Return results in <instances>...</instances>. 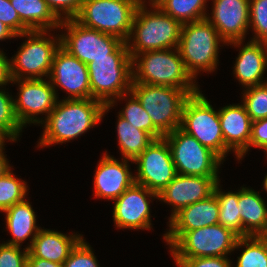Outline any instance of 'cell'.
Here are the masks:
<instances>
[{"label":"cell","instance_id":"cell-1","mask_svg":"<svg viewBox=\"0 0 267 267\" xmlns=\"http://www.w3.org/2000/svg\"><path fill=\"white\" fill-rule=\"evenodd\" d=\"M111 109L109 104L88 99H61L42 123L45 128L37 147L52 146L74 140L96 126Z\"/></svg>","mask_w":267,"mask_h":267},{"label":"cell","instance_id":"cell-2","mask_svg":"<svg viewBox=\"0 0 267 267\" xmlns=\"http://www.w3.org/2000/svg\"><path fill=\"white\" fill-rule=\"evenodd\" d=\"M132 82L176 87L184 89L189 95L200 91L186 69L178 48L135 55L132 58Z\"/></svg>","mask_w":267,"mask_h":267},{"label":"cell","instance_id":"cell-3","mask_svg":"<svg viewBox=\"0 0 267 267\" xmlns=\"http://www.w3.org/2000/svg\"><path fill=\"white\" fill-rule=\"evenodd\" d=\"M87 69L91 98L109 104L112 108L117 99H128L132 83V57L127 42H123L108 57L89 62Z\"/></svg>","mask_w":267,"mask_h":267},{"label":"cell","instance_id":"cell-4","mask_svg":"<svg viewBox=\"0 0 267 267\" xmlns=\"http://www.w3.org/2000/svg\"><path fill=\"white\" fill-rule=\"evenodd\" d=\"M152 9L148 10L147 6L136 8L127 40L132 58L143 52L178 48L182 24L159 7Z\"/></svg>","mask_w":267,"mask_h":267},{"label":"cell","instance_id":"cell-5","mask_svg":"<svg viewBox=\"0 0 267 267\" xmlns=\"http://www.w3.org/2000/svg\"><path fill=\"white\" fill-rule=\"evenodd\" d=\"M238 238L219 223L191 231H167L163 236L173 258L228 257Z\"/></svg>","mask_w":267,"mask_h":267},{"label":"cell","instance_id":"cell-6","mask_svg":"<svg viewBox=\"0 0 267 267\" xmlns=\"http://www.w3.org/2000/svg\"><path fill=\"white\" fill-rule=\"evenodd\" d=\"M220 42L226 45L207 19L182 24L178 50L186 69L194 79L201 71H215L219 63Z\"/></svg>","mask_w":267,"mask_h":267},{"label":"cell","instance_id":"cell-7","mask_svg":"<svg viewBox=\"0 0 267 267\" xmlns=\"http://www.w3.org/2000/svg\"><path fill=\"white\" fill-rule=\"evenodd\" d=\"M130 92L163 135L181 126L183 106L190 96L184 89L132 82Z\"/></svg>","mask_w":267,"mask_h":267},{"label":"cell","instance_id":"cell-8","mask_svg":"<svg viewBox=\"0 0 267 267\" xmlns=\"http://www.w3.org/2000/svg\"><path fill=\"white\" fill-rule=\"evenodd\" d=\"M50 31H28L16 37H26L16 55L10 59L12 79H43L48 78L53 57L60 47V35L56 37ZM48 36H47V35Z\"/></svg>","mask_w":267,"mask_h":267},{"label":"cell","instance_id":"cell-9","mask_svg":"<svg viewBox=\"0 0 267 267\" xmlns=\"http://www.w3.org/2000/svg\"><path fill=\"white\" fill-rule=\"evenodd\" d=\"M136 8L135 0H83L74 19L85 27L127 42Z\"/></svg>","mask_w":267,"mask_h":267},{"label":"cell","instance_id":"cell-10","mask_svg":"<svg viewBox=\"0 0 267 267\" xmlns=\"http://www.w3.org/2000/svg\"><path fill=\"white\" fill-rule=\"evenodd\" d=\"M180 128L224 160L231 152L224 143L218 111L201 91L190 95L183 106Z\"/></svg>","mask_w":267,"mask_h":267},{"label":"cell","instance_id":"cell-11","mask_svg":"<svg viewBox=\"0 0 267 267\" xmlns=\"http://www.w3.org/2000/svg\"><path fill=\"white\" fill-rule=\"evenodd\" d=\"M170 148L176 172L182 175L219 177L223 160L180 127L163 137Z\"/></svg>","mask_w":267,"mask_h":267},{"label":"cell","instance_id":"cell-12","mask_svg":"<svg viewBox=\"0 0 267 267\" xmlns=\"http://www.w3.org/2000/svg\"><path fill=\"white\" fill-rule=\"evenodd\" d=\"M60 28L62 31L65 29V33L60 35V46L85 64L108 57L124 42L113 35L85 27L75 19L63 20Z\"/></svg>","mask_w":267,"mask_h":267},{"label":"cell","instance_id":"cell-13","mask_svg":"<svg viewBox=\"0 0 267 267\" xmlns=\"http://www.w3.org/2000/svg\"><path fill=\"white\" fill-rule=\"evenodd\" d=\"M12 79V84L18 83V98L14 99L15 115L24 128L27 124H42L49 113L55 108L58 95L49 79ZM45 113V114H44ZM45 115L40 119L36 116Z\"/></svg>","mask_w":267,"mask_h":267},{"label":"cell","instance_id":"cell-14","mask_svg":"<svg viewBox=\"0 0 267 267\" xmlns=\"http://www.w3.org/2000/svg\"><path fill=\"white\" fill-rule=\"evenodd\" d=\"M135 183L159 194L177 175L171 151L164 138L155 139L134 161Z\"/></svg>","mask_w":267,"mask_h":267},{"label":"cell","instance_id":"cell-15","mask_svg":"<svg viewBox=\"0 0 267 267\" xmlns=\"http://www.w3.org/2000/svg\"><path fill=\"white\" fill-rule=\"evenodd\" d=\"M55 89H64L69 96L65 99L91 98L90 80L87 64L72 56L61 46L56 50L48 77Z\"/></svg>","mask_w":267,"mask_h":267},{"label":"cell","instance_id":"cell-16","mask_svg":"<svg viewBox=\"0 0 267 267\" xmlns=\"http://www.w3.org/2000/svg\"><path fill=\"white\" fill-rule=\"evenodd\" d=\"M158 199V194L145 186L134 183L114 200L113 220L122 229H151L150 199ZM154 198V199H153Z\"/></svg>","mask_w":267,"mask_h":267},{"label":"cell","instance_id":"cell-17","mask_svg":"<svg viewBox=\"0 0 267 267\" xmlns=\"http://www.w3.org/2000/svg\"><path fill=\"white\" fill-rule=\"evenodd\" d=\"M219 177H203L178 174L158 194V200L172 206L169 220L182 208L213 194Z\"/></svg>","mask_w":267,"mask_h":267},{"label":"cell","instance_id":"cell-18","mask_svg":"<svg viewBox=\"0 0 267 267\" xmlns=\"http://www.w3.org/2000/svg\"><path fill=\"white\" fill-rule=\"evenodd\" d=\"M211 16L206 19L226 44L244 41L249 30V0H212Z\"/></svg>","mask_w":267,"mask_h":267},{"label":"cell","instance_id":"cell-19","mask_svg":"<svg viewBox=\"0 0 267 267\" xmlns=\"http://www.w3.org/2000/svg\"><path fill=\"white\" fill-rule=\"evenodd\" d=\"M94 174V193L96 198L116 200L135 183V177L127 159L121 162L107 153L103 154Z\"/></svg>","mask_w":267,"mask_h":267},{"label":"cell","instance_id":"cell-20","mask_svg":"<svg viewBox=\"0 0 267 267\" xmlns=\"http://www.w3.org/2000/svg\"><path fill=\"white\" fill-rule=\"evenodd\" d=\"M225 146L238 160L249 151L252 120L243 104H229L218 110Z\"/></svg>","mask_w":267,"mask_h":267},{"label":"cell","instance_id":"cell-21","mask_svg":"<svg viewBox=\"0 0 267 267\" xmlns=\"http://www.w3.org/2000/svg\"><path fill=\"white\" fill-rule=\"evenodd\" d=\"M244 42L243 40L233 41L227 44L240 47L239 55L233 67L235 78L241 83L242 88L266 83L267 81L263 80L265 69H267V48L265 42L250 40L247 44L243 45Z\"/></svg>","mask_w":267,"mask_h":267},{"label":"cell","instance_id":"cell-22","mask_svg":"<svg viewBox=\"0 0 267 267\" xmlns=\"http://www.w3.org/2000/svg\"><path fill=\"white\" fill-rule=\"evenodd\" d=\"M83 238V235H66L61 232L41 229L34 238L28 252L36 258L63 264L71 250Z\"/></svg>","mask_w":267,"mask_h":267},{"label":"cell","instance_id":"cell-23","mask_svg":"<svg viewBox=\"0 0 267 267\" xmlns=\"http://www.w3.org/2000/svg\"><path fill=\"white\" fill-rule=\"evenodd\" d=\"M219 223V203L215 195L182 208L169 220L168 231H191Z\"/></svg>","mask_w":267,"mask_h":267},{"label":"cell","instance_id":"cell-24","mask_svg":"<svg viewBox=\"0 0 267 267\" xmlns=\"http://www.w3.org/2000/svg\"><path fill=\"white\" fill-rule=\"evenodd\" d=\"M238 207L242 230L248 236H267V205L260 193L243 186L239 189Z\"/></svg>","mask_w":267,"mask_h":267},{"label":"cell","instance_id":"cell-25","mask_svg":"<svg viewBox=\"0 0 267 267\" xmlns=\"http://www.w3.org/2000/svg\"><path fill=\"white\" fill-rule=\"evenodd\" d=\"M4 213L6 214V227L12 235V239L4 243L21 247L23 241L31 238L30 243L26 247L29 249L34 238L42 229L36 225V214L29 201L24 200L16 203L7 208Z\"/></svg>","mask_w":267,"mask_h":267},{"label":"cell","instance_id":"cell-26","mask_svg":"<svg viewBox=\"0 0 267 267\" xmlns=\"http://www.w3.org/2000/svg\"><path fill=\"white\" fill-rule=\"evenodd\" d=\"M9 1L18 12L21 22L30 31L59 29L62 21L52 12L44 0Z\"/></svg>","mask_w":267,"mask_h":267},{"label":"cell","instance_id":"cell-27","mask_svg":"<svg viewBox=\"0 0 267 267\" xmlns=\"http://www.w3.org/2000/svg\"><path fill=\"white\" fill-rule=\"evenodd\" d=\"M117 140L122 158L131 163L154 141L145 131L136 129L118 114Z\"/></svg>","mask_w":267,"mask_h":267},{"label":"cell","instance_id":"cell-28","mask_svg":"<svg viewBox=\"0 0 267 267\" xmlns=\"http://www.w3.org/2000/svg\"><path fill=\"white\" fill-rule=\"evenodd\" d=\"M218 182L215 186L213 194L219 203V224L232 230L239 237H247L248 235L242 230L241 216L238 207V192H224Z\"/></svg>","mask_w":267,"mask_h":267},{"label":"cell","instance_id":"cell-29","mask_svg":"<svg viewBox=\"0 0 267 267\" xmlns=\"http://www.w3.org/2000/svg\"><path fill=\"white\" fill-rule=\"evenodd\" d=\"M238 248L243 250L235 267H267V236L239 237L235 245Z\"/></svg>","mask_w":267,"mask_h":267},{"label":"cell","instance_id":"cell-30","mask_svg":"<svg viewBox=\"0 0 267 267\" xmlns=\"http://www.w3.org/2000/svg\"><path fill=\"white\" fill-rule=\"evenodd\" d=\"M208 0H166L159 8L181 24L206 19Z\"/></svg>","mask_w":267,"mask_h":267},{"label":"cell","instance_id":"cell-31","mask_svg":"<svg viewBox=\"0 0 267 267\" xmlns=\"http://www.w3.org/2000/svg\"><path fill=\"white\" fill-rule=\"evenodd\" d=\"M130 97L122 109L119 115L127 120L136 129L147 132L154 140L161 139L164 135L153 125L149 114L141 106L138 99L131 93H128Z\"/></svg>","mask_w":267,"mask_h":267},{"label":"cell","instance_id":"cell-32","mask_svg":"<svg viewBox=\"0 0 267 267\" xmlns=\"http://www.w3.org/2000/svg\"><path fill=\"white\" fill-rule=\"evenodd\" d=\"M10 169L0 178V211L24 201L29 189L24 180L15 177Z\"/></svg>","mask_w":267,"mask_h":267},{"label":"cell","instance_id":"cell-33","mask_svg":"<svg viewBox=\"0 0 267 267\" xmlns=\"http://www.w3.org/2000/svg\"><path fill=\"white\" fill-rule=\"evenodd\" d=\"M244 89L242 103L251 120L267 118V82Z\"/></svg>","mask_w":267,"mask_h":267},{"label":"cell","instance_id":"cell-34","mask_svg":"<svg viewBox=\"0 0 267 267\" xmlns=\"http://www.w3.org/2000/svg\"><path fill=\"white\" fill-rule=\"evenodd\" d=\"M0 129L10 140L15 141L23 129L15 115L14 98L2 88L0 89Z\"/></svg>","mask_w":267,"mask_h":267},{"label":"cell","instance_id":"cell-35","mask_svg":"<svg viewBox=\"0 0 267 267\" xmlns=\"http://www.w3.org/2000/svg\"><path fill=\"white\" fill-rule=\"evenodd\" d=\"M253 29L252 41H267V0H249V28Z\"/></svg>","mask_w":267,"mask_h":267},{"label":"cell","instance_id":"cell-36","mask_svg":"<svg viewBox=\"0 0 267 267\" xmlns=\"http://www.w3.org/2000/svg\"><path fill=\"white\" fill-rule=\"evenodd\" d=\"M63 265L64 267H100L93 249L84 238L71 250Z\"/></svg>","mask_w":267,"mask_h":267},{"label":"cell","instance_id":"cell-37","mask_svg":"<svg viewBox=\"0 0 267 267\" xmlns=\"http://www.w3.org/2000/svg\"><path fill=\"white\" fill-rule=\"evenodd\" d=\"M28 249L20 246L0 244V267H27Z\"/></svg>","mask_w":267,"mask_h":267},{"label":"cell","instance_id":"cell-38","mask_svg":"<svg viewBox=\"0 0 267 267\" xmlns=\"http://www.w3.org/2000/svg\"><path fill=\"white\" fill-rule=\"evenodd\" d=\"M61 20L74 19L81 10L83 0H44ZM64 15V16H63Z\"/></svg>","mask_w":267,"mask_h":267},{"label":"cell","instance_id":"cell-39","mask_svg":"<svg viewBox=\"0 0 267 267\" xmlns=\"http://www.w3.org/2000/svg\"><path fill=\"white\" fill-rule=\"evenodd\" d=\"M0 21L9 27L16 35L30 31L20 20L18 12L9 0H0Z\"/></svg>","mask_w":267,"mask_h":267},{"label":"cell","instance_id":"cell-40","mask_svg":"<svg viewBox=\"0 0 267 267\" xmlns=\"http://www.w3.org/2000/svg\"><path fill=\"white\" fill-rule=\"evenodd\" d=\"M229 257L173 258L177 267H232Z\"/></svg>","mask_w":267,"mask_h":267},{"label":"cell","instance_id":"cell-41","mask_svg":"<svg viewBox=\"0 0 267 267\" xmlns=\"http://www.w3.org/2000/svg\"><path fill=\"white\" fill-rule=\"evenodd\" d=\"M251 146L260 148L267 154V118L252 121L249 149Z\"/></svg>","mask_w":267,"mask_h":267},{"label":"cell","instance_id":"cell-42","mask_svg":"<svg viewBox=\"0 0 267 267\" xmlns=\"http://www.w3.org/2000/svg\"><path fill=\"white\" fill-rule=\"evenodd\" d=\"M5 55L6 54L0 50V87L2 88L12 82L10 59H8Z\"/></svg>","mask_w":267,"mask_h":267},{"label":"cell","instance_id":"cell-43","mask_svg":"<svg viewBox=\"0 0 267 267\" xmlns=\"http://www.w3.org/2000/svg\"><path fill=\"white\" fill-rule=\"evenodd\" d=\"M27 267H64L63 264L33 257L29 252L27 256Z\"/></svg>","mask_w":267,"mask_h":267},{"label":"cell","instance_id":"cell-44","mask_svg":"<svg viewBox=\"0 0 267 267\" xmlns=\"http://www.w3.org/2000/svg\"><path fill=\"white\" fill-rule=\"evenodd\" d=\"M4 149V146L0 148V178L11 169L8 163L9 161L6 158L7 155L4 154Z\"/></svg>","mask_w":267,"mask_h":267},{"label":"cell","instance_id":"cell-45","mask_svg":"<svg viewBox=\"0 0 267 267\" xmlns=\"http://www.w3.org/2000/svg\"><path fill=\"white\" fill-rule=\"evenodd\" d=\"M16 36L17 35L9 27L0 21V41L16 38Z\"/></svg>","mask_w":267,"mask_h":267},{"label":"cell","instance_id":"cell-46","mask_svg":"<svg viewBox=\"0 0 267 267\" xmlns=\"http://www.w3.org/2000/svg\"><path fill=\"white\" fill-rule=\"evenodd\" d=\"M166 0H149V6L151 8L153 7H159L160 5H162ZM137 7H146V3L147 1L145 0H135ZM146 2V3H145Z\"/></svg>","mask_w":267,"mask_h":267},{"label":"cell","instance_id":"cell-47","mask_svg":"<svg viewBox=\"0 0 267 267\" xmlns=\"http://www.w3.org/2000/svg\"><path fill=\"white\" fill-rule=\"evenodd\" d=\"M11 142H15V140H10L9 137L0 129V148H2L3 146H5L6 144L5 143V139Z\"/></svg>","mask_w":267,"mask_h":267},{"label":"cell","instance_id":"cell-48","mask_svg":"<svg viewBox=\"0 0 267 267\" xmlns=\"http://www.w3.org/2000/svg\"><path fill=\"white\" fill-rule=\"evenodd\" d=\"M262 185H263V189L267 192V175L265 176Z\"/></svg>","mask_w":267,"mask_h":267}]
</instances>
